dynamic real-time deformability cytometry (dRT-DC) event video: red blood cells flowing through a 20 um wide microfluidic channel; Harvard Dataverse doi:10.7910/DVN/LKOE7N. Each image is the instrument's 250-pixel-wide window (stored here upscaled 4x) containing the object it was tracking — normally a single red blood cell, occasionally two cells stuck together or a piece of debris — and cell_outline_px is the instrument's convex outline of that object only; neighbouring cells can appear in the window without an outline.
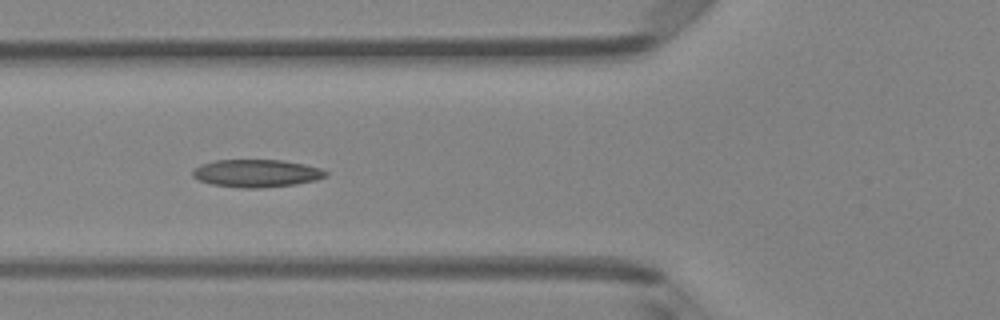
{"species": "Egyptian fruit bat (a non-hibernating species)", "species_latin": "Rousettus aegyptiacus", "temperature_condition": "room temperature", "stored_images_in_passage": 6, "camera_frame_rate_fps": 3000, "um_per_image_px": 0.085, "animal": {"sex": "female"}, "frame": {"image": 1, "passage_image": 4, "time_ms": 4.333, "image_size_px": [1000, 320], "cell_outline_px": [[328, 172], [324, 176], [316, 180], [292, 184], [260, 188], [244, 188], [212, 184], [200, 180], [192, 176], [192, 168], [200, 164], [216, 160], [284, 160], [304, 164], [320, 168]], "centroid_in_image_um": [21.76, 14.72], "position_along_channel_um": 104.0, "area_um2": 21.33}}
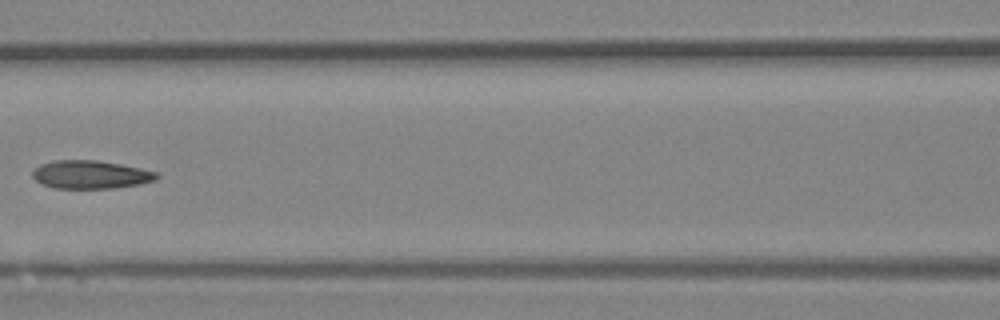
{"frame": {"image": 2, "passage_image": 5, "time_ms": 5.667, "image_size_px": [1000, 320], "cell_outline_px": [[160, 176], [156, 180], [140, 184], [112, 188], [56, 188], [44, 184], [36, 180], [32, 176], [32, 172], [40, 164], [52, 160], [96, 160], [120, 164], [140, 168], [156, 172]], "centroid_in_image_um": [7.71, 14.83], "position_along_channel_um": 158.9, "area_um2": 20.29}}
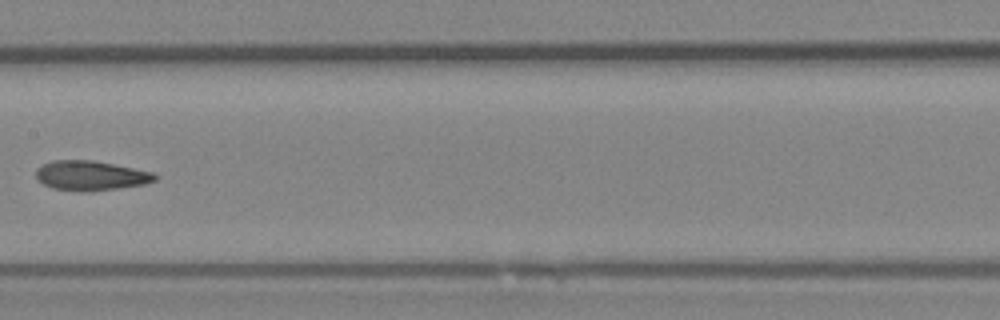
{"frame": {"image": 3, "passage_image": 6, "time_ms": 6.667, "image_size_px": [1000, 320], "cell_outline_px": [[156, 180], [144, 184], [88, 192], [80, 192], [52, 188], [36, 180], [36, 168], [52, 160], [92, 160], [156, 172]], "centroid_in_image_um": [7.69, 14.93], "position_along_channel_um": 199.7, "area_um2": 20.69}}